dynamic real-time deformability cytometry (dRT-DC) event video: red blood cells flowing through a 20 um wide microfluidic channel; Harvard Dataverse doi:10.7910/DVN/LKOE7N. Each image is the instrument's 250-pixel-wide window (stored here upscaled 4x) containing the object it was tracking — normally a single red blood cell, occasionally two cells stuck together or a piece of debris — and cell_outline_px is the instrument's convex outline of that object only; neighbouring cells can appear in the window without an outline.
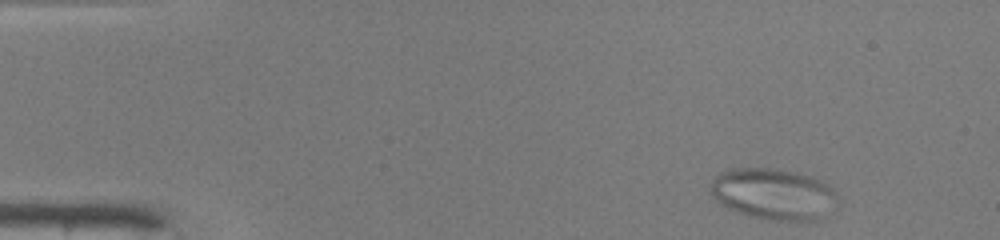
{"species": "common noctule bat (a hibernating species)", "species_latin": "Nyctalus noctula", "temperature_condition": "warm", "stored_images_in_passage": 45, "camera_frame_rate_fps": 3000, "um_per_image_px": 0.085, "animal": {"sex": "male", "body_mass_g": 19.0, "forearm_length_mm": 50.8}, "frame": {"image": 1, "passage_image": 1, "time_ms": 0.0, "image_size_px": [1000, 240], "cell_outline_px": [[836, 208], [828, 216], [808, 224], [796, 224], [764, 220], [748, 216], [736, 212], [720, 204], [708, 192], [716, 176], [720, 172], [732, 168], [776, 168], [796, 172], [820, 180], [832, 188], [836, 192]], "centroid_in_image_um": [65.8, 16.57], "position_along_channel_um": 19.2, "area_um2": 39.42}}
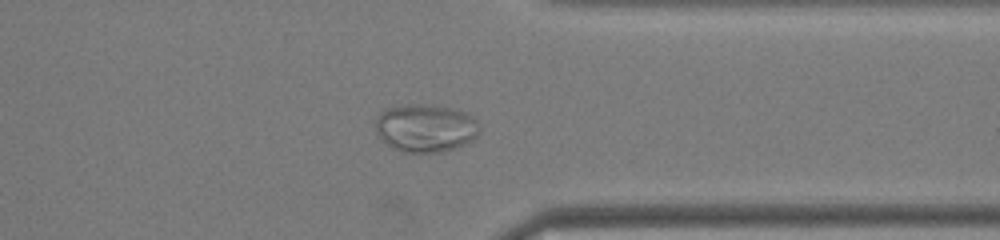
{"frame": {"image": 2, "passage_image": 35, "time_ms": 11.333, "image_size_px": [1000, 240], "cell_outline_px": [[480, 132], [472, 140], [456, 148], [444, 152], [400, 152], [392, 148], [376, 132], [376, 116], [380, 112], [388, 108], [404, 104], [432, 104], [452, 108], [464, 112], [472, 116], [480, 124]], "centroid_in_image_um": [36.19, 10.87], "position_along_channel_um": 375.2, "area_um2": 29.36}}
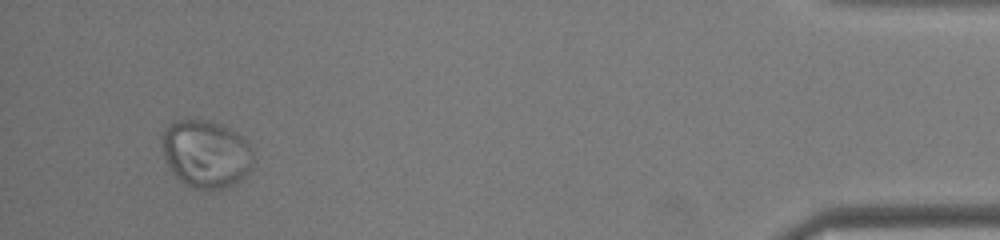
{"frame": {"image": 3, "passage_image": 43, "time_ms": 14.0, "image_size_px": [1000, 240], "cell_outline_px": [[252, 168], [240, 180], [228, 188], [192, 188], [180, 180], [176, 176], [164, 160], [160, 148], [160, 136], [168, 124], [172, 120], [184, 116], [188, 116], [212, 120], [236, 132], [252, 148]], "centroid_in_image_um": [17.43, 13.0], "position_along_channel_um": 417.8, "area_um2": 36.93}}